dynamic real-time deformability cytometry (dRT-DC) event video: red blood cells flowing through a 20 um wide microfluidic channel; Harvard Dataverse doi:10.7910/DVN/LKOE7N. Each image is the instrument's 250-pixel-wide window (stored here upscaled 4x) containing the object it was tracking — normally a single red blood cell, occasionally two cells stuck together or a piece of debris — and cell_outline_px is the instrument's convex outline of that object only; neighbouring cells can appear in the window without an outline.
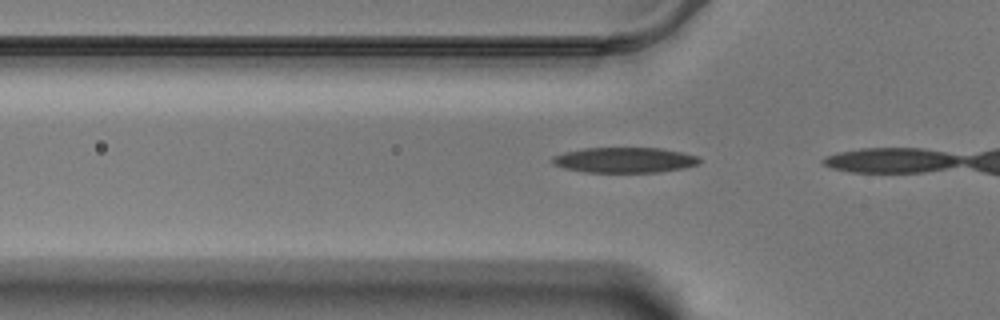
{"species": "Egyptian fruit bat (a non-hibernating species)", "species_latin": "Rousettus aegyptiacus", "temperature_condition": "warm", "stored_images_in_passage": 4, "camera_frame_rate_fps": 3000, "um_per_image_px": 0.085, "animal": {"sex": "male"}, "frame": {"image": 1, "passage_image": 3, "time_ms": 0.667, "image_size_px": [1000, 320], "cell_outline_px": [[700, 164], [684, 168], [660, 172], [584, 172], [564, 168], [552, 164], [552, 156], [564, 152], [584, 148], [660, 148], [680, 152], [696, 156], [700, 160]], "centroid_in_image_um": [53.06, 13.61], "position_along_channel_um": 72.7, "area_um2": 21.73}}